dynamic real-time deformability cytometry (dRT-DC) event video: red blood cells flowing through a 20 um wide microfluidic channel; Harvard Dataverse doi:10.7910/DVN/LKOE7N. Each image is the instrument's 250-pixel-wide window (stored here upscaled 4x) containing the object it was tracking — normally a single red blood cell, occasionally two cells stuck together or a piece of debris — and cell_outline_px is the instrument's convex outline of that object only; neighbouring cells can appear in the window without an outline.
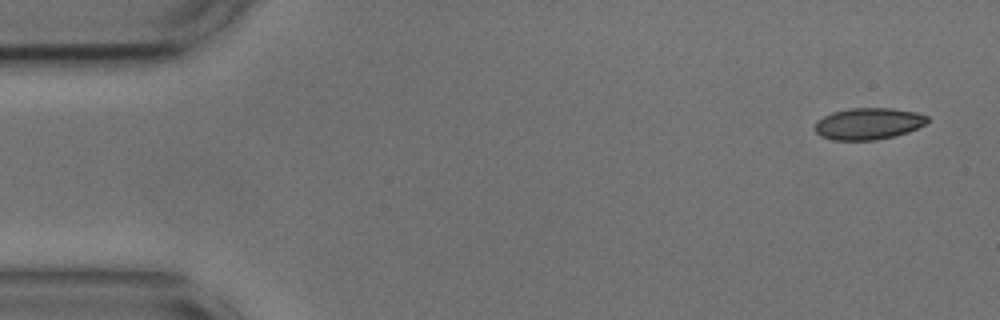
{"species": "common noctule bat (a hibernating species)", "species_latin": "Nyctalus noctula", "temperature_condition": "cold", "stored_images_in_passage": 53, "camera_frame_rate_fps": 3000, "um_per_image_px": 0.085, "animal": {"sex": "male", "body_mass_g": 17.9, "forearm_length_mm": 54.2}, "frame": {"image": 1, "passage_image": 1, "time_ms": 0.0, "image_size_px": [1000, 320], "cell_outline_px": [[928, 120], [924, 124], [908, 132], [876, 140], [832, 140], [820, 136], [812, 128], [816, 120], [832, 112], [852, 108], [892, 108], [916, 112], [928, 116]], "centroid_in_image_um": [73.75, 10.51], "position_along_channel_um": 11.2, "area_um2": 20.81}}
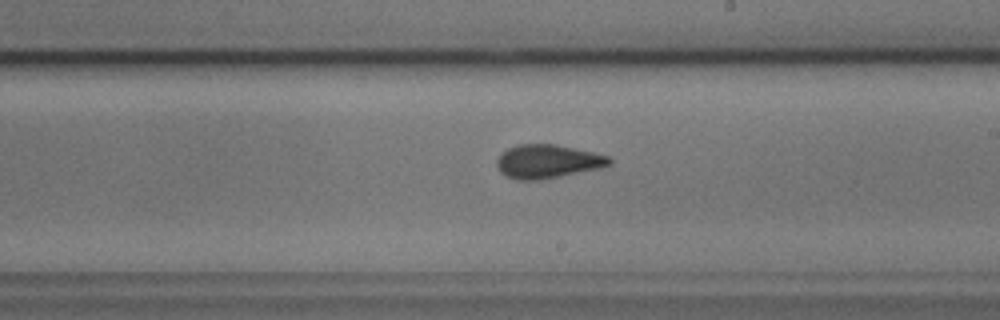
{"frame": {"image": 2, "passage_image": 29, "time_ms": 9.333, "image_size_px": [1000, 320], "cell_outline_px": [[612, 164], [600, 168], [540, 180], [516, 180], [504, 176], [500, 172], [496, 164], [496, 160], [508, 148], [520, 144], [556, 144], [592, 152], [608, 156], [612, 160]], "centroid_in_image_um": [46.53, 13.73], "position_along_channel_um": 242.5, "area_um2": 22.02}}
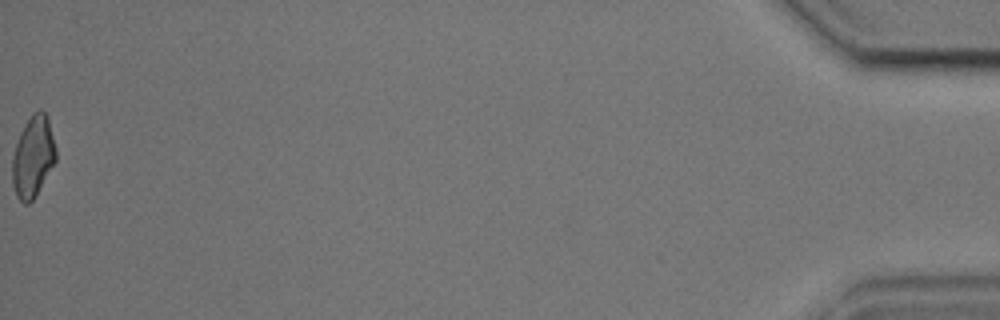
{"frame": {"image": 3, "passage_image": 53, "time_ms": 17.333, "image_size_px": [1000, 320], "cell_outline_px": [[56, 160], [36, 196], [28, 204], [24, 204], [16, 196], [12, 184], [12, 156], [20, 132], [24, 124], [32, 112], [40, 108], [48, 116], [56, 148]], "centroid_in_image_um": [2.8, 13.3], "position_along_channel_um": 432.4, "area_um2": 20.92}, "authors_computed_cell_mechanics": {"area_um2": 21.1548, "velocity_mm_per_s": 3.6437, "shape_relaxation_time_tau1_ms": 4.533, "shape_relaxation_time_tau2_ms": 1.7523, "deformation_change_tau1": 0.1252, "deformation_change_tau2": 0.0688}}